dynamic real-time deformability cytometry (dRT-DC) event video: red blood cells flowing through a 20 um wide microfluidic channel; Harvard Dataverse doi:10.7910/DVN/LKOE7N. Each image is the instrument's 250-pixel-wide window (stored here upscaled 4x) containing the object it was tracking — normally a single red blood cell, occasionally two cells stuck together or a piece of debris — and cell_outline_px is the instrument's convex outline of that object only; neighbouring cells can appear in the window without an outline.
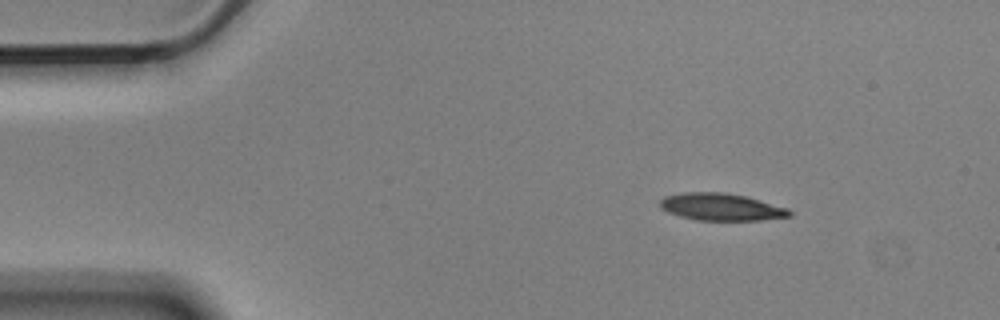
{"species": "Egyptian fruit bat (a non-hibernating species)", "species_latin": "Rousettus aegyptiacus", "temperature_condition": "cold", "stored_images_in_passage": 3, "camera_frame_rate_fps": 3000, "um_per_image_px": 0.085, "animal": {"sex": "male"}, "frame": {"image": 1, "passage_image": 1, "time_ms": 0.0, "image_size_px": [1000, 320], "cell_outline_px": [[792, 216], [760, 220], [696, 220], [680, 216], [668, 212], [660, 208], [660, 200], [664, 196], [684, 192], [728, 192], [748, 196], [788, 208], [792, 212]], "centroid_in_image_um": [61.32, 17.58], "position_along_channel_um": 23.7, "area_um2": 20.75}}